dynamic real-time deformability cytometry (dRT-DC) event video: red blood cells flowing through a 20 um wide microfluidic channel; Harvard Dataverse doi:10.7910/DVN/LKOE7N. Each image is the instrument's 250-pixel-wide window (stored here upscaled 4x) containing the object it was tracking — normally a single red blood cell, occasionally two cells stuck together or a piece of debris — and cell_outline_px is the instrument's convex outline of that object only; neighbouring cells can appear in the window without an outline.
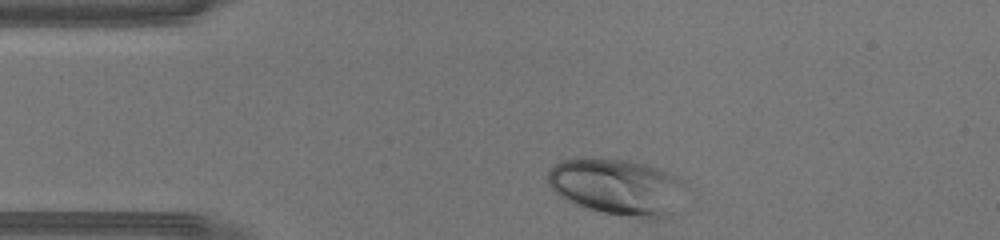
{"species": "human", "species_latin": "Homo sapiens", "temperature_condition": "warm", "stored_images_in_passage": 28, "camera_frame_rate_fps": 3000, "um_per_image_px": 0.085, "donor": {"sex": "male"}, "frame": {"image": 1, "passage_image": 1, "time_ms": 0.0, "image_size_px": [1000, 240], "cell_outline_px": [[688, 188], [668, 216], [656, 220], [640, 220], [604, 212], [588, 208], [576, 204], [560, 196], [548, 184], [548, 168], [560, 160], [580, 156], [628, 160], [660, 168], [684, 180], [688, 184]], "centroid_in_image_um": [52.48, 15.87], "position_along_channel_um": 32.5, "area_um2": 46.24}}
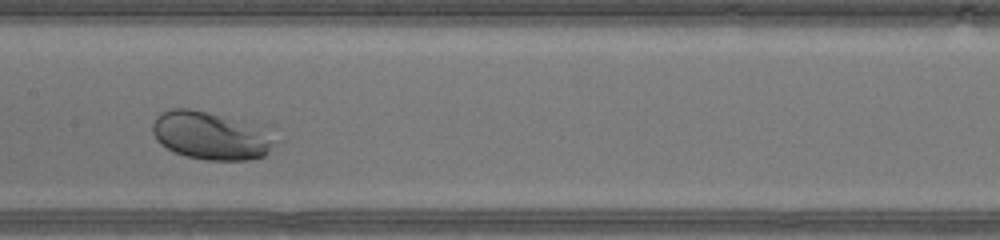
{"frame": {"image": 2, "passage_image": 14, "time_ms": 4.333, "image_size_px": [1000, 240], "cell_outline_px": [[284, 140], [264, 156], [248, 160], [208, 160], [188, 156], [176, 152], [160, 144], [156, 140], [152, 132], [152, 124], [156, 116], [160, 112], [172, 108], [192, 108], [272, 124]], "centroid_in_image_um": [18.19, 11.47], "position_along_channel_um": 189.2, "area_um2": 36.82}}
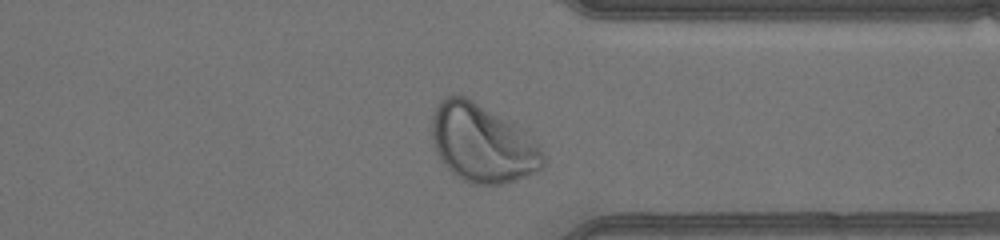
{"frame": {"image": 3, "passage_image": 26, "time_ms": 8.333, "image_size_px": [1000, 240], "cell_outline_px": [[544, 164], [536, 172], [516, 180], [504, 184], [472, 184], [456, 176], [440, 160], [436, 152], [432, 136], [432, 116], [436, 104], [444, 96], [464, 96], [472, 100], [508, 120], [536, 140], [540, 144], [544, 156]], "centroid_in_image_um": [41.0, 12.19], "position_along_channel_um": 370.4, "area_um2": 50.52}}